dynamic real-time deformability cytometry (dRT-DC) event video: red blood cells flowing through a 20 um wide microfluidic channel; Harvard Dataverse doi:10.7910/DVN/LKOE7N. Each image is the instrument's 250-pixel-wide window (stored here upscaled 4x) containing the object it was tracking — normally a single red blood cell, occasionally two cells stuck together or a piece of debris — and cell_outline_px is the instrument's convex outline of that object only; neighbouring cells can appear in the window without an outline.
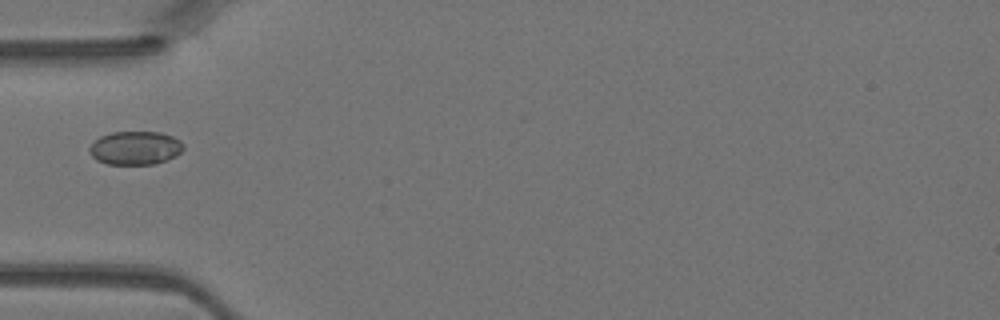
{"species": "Egyptian fruit bat (a non-hibernating species)", "species_latin": "Rousettus aegyptiacus", "temperature_condition": "warm", "stored_images_in_passage": 9, "camera_frame_rate_fps": 3000, "um_per_image_px": 0.085, "animal": {"sex": "female"}, "frame": {"image": 1, "passage_image": 1, "time_ms": 0.0, "image_size_px": [1000, 320], "cell_outline_px": [[184, 148], [176, 156], [156, 164], [108, 164], [96, 160], [88, 152], [88, 148], [100, 136], [112, 132], [160, 132], [172, 136], [180, 140], [184, 144]], "centroid_in_image_um": [11.5, 12.58], "position_along_channel_um": 73.5, "area_um2": 18.44}}
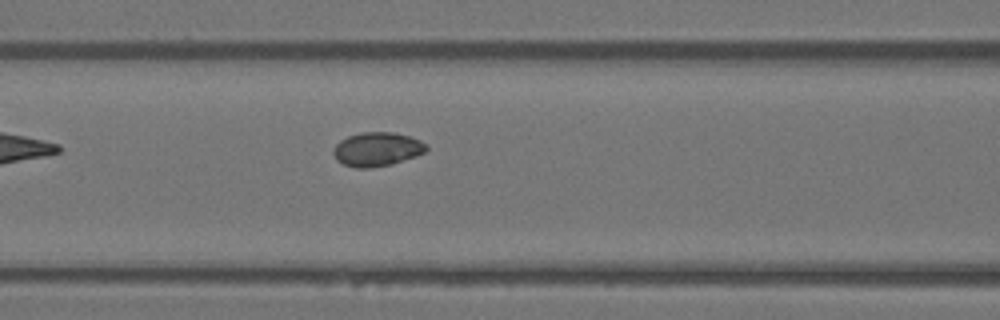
{"frame": {"image": 2, "passage_image": 5, "time_ms": 1.333, "image_size_px": [1000, 320], "cell_outline_px": [[428, 148], [424, 152], [416, 156], [392, 164], [372, 168], [356, 168], [344, 164], [336, 160], [332, 152], [336, 144], [340, 140], [348, 136], [360, 132], [392, 132], [408, 136], [420, 140], [428, 144]], "centroid_in_image_um": [32.04, 12.69], "position_along_channel_um": 134.6, "area_um2": 18.5}}
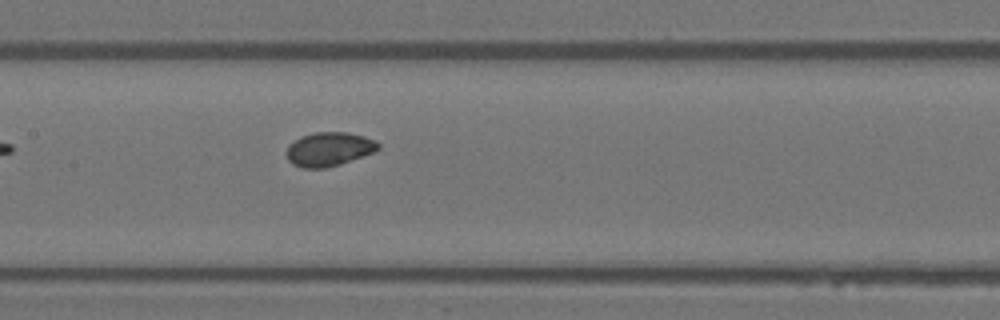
{"frame": {"image": 3, "passage_image": 8, "time_ms": 2.333, "image_size_px": [1000, 320], "cell_outline_px": [[380, 148], [372, 152], [340, 164], [324, 168], [304, 168], [292, 164], [288, 160], [288, 144], [300, 136], [312, 132], [348, 132], [364, 136], [376, 140], [380, 144]], "centroid_in_image_um": [27.96, 12.66], "position_along_channel_um": 179.4, "area_um2": 18.09}}